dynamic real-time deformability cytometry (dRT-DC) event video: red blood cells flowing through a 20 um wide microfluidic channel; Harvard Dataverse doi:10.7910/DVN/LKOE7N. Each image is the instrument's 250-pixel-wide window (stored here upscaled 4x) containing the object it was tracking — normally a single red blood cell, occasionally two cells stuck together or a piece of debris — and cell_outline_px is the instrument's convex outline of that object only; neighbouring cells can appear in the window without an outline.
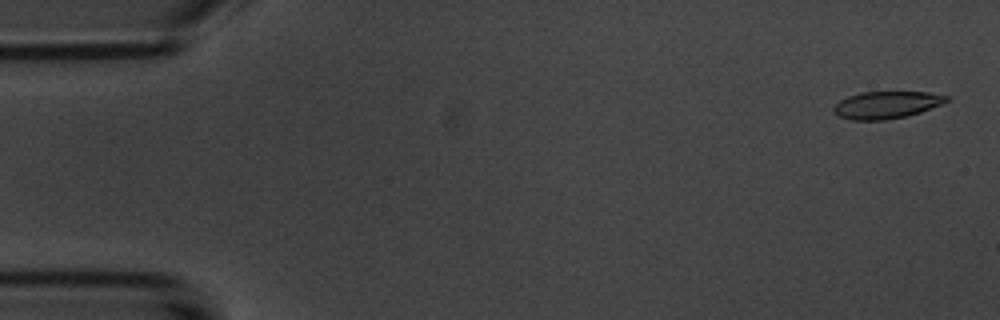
{"species": "common noctule bat (a hibernating species)", "species_latin": "Nyctalus noctula", "temperature_condition": "room temperature", "stored_images_in_passage": 5, "camera_frame_rate_fps": 3000, "um_per_image_px": 0.085, "animal": {"sex": "male", "body_mass_g": 20.1, "forearm_length_mm": 53.5}, "frame": {"image": 1, "passage_image": 1, "time_ms": 0.0, "image_size_px": [1000, 320], "cell_outline_px": [[948, 100], [940, 104], [920, 112], [908, 116], [884, 120], [852, 120], [840, 116], [832, 112], [832, 108], [840, 100], [848, 96], [860, 92], [928, 92], [948, 96]], "centroid_in_image_um": [75.31, 8.92], "position_along_channel_um": 9.7, "area_um2": 17.8}}
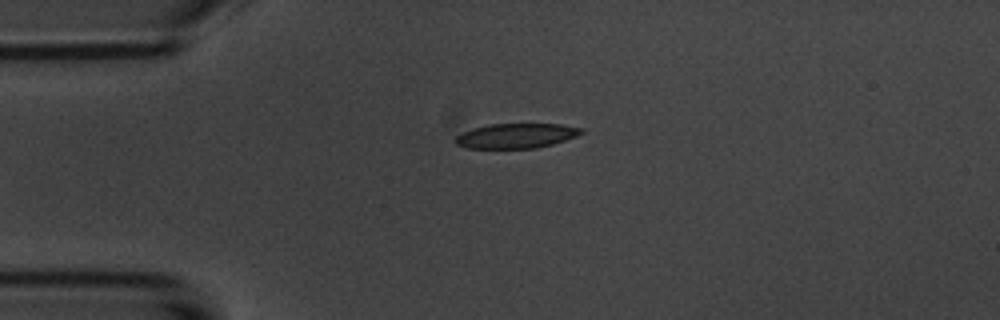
{"frame": {"image": 2, "passage_image": 4, "time_ms": 3.667, "image_size_px": [1000, 320], "cell_outline_px": [[584, 132], [576, 136], [552, 144], [536, 148], [464, 148], [456, 144], [456, 136], [472, 128], [488, 124], [560, 124], [584, 128]], "centroid_in_image_um": [43.88, 11.54], "position_along_channel_um": 41.1, "area_um2": 18.15}}